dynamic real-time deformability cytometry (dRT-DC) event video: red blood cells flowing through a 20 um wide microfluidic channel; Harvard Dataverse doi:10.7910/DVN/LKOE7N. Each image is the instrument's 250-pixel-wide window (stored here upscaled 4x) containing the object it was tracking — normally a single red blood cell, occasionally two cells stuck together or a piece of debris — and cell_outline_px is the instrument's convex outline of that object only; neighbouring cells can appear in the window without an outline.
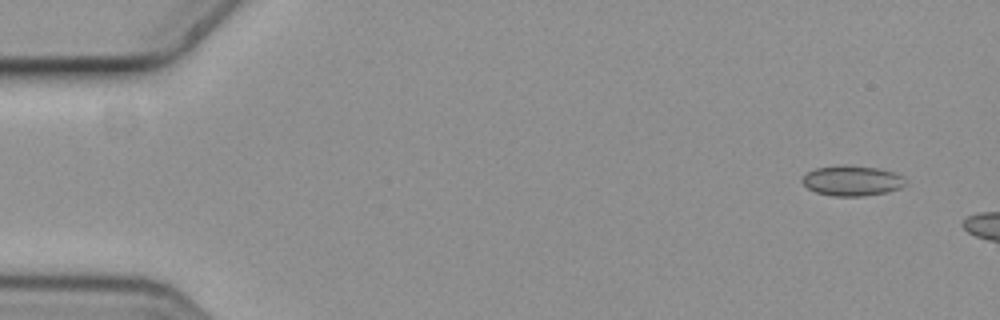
{"species": "common noctule bat (a hibernating species)", "species_latin": "Nyctalus noctula", "temperature_condition": "cold", "stored_images_in_passage": 3, "camera_frame_rate_fps": 3000, "um_per_image_px": 0.085, "animal": {"sex": "female", "body_mass_g": 19.3, "forearm_length_mm": 54.1}, "frame": {"image": 1, "passage_image": 1, "time_ms": 0.0, "image_size_px": [1000, 320], "cell_outline_px": [[904, 184], [900, 188], [888, 192], [864, 196], [832, 196], [816, 192], [808, 188], [800, 180], [808, 172], [816, 168], [840, 164], [852, 164], [880, 168], [896, 172], [904, 176]], "centroid_in_image_um": [72.44, 15.34], "position_along_channel_um": 12.6, "area_um2": 18.55}}